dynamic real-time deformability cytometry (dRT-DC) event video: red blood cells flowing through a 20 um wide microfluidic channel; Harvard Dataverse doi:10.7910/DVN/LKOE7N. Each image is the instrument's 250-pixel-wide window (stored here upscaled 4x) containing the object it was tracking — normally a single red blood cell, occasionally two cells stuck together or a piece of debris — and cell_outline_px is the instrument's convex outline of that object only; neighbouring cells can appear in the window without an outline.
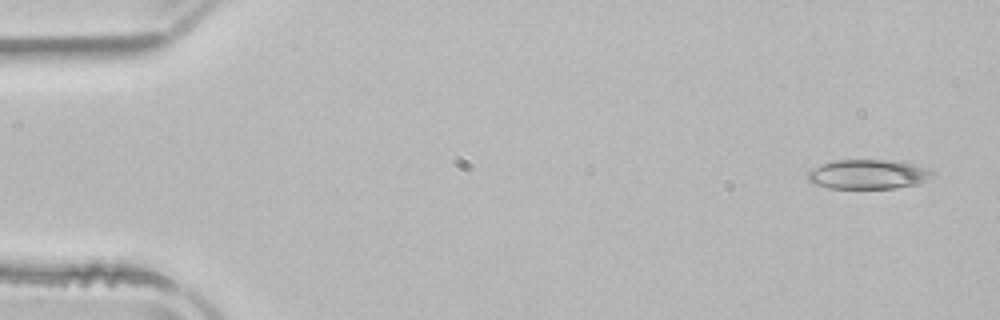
{"species": "common noctule bat (a hibernating species)", "species_latin": "Nyctalus noctula", "temperature_condition": "room temperature", "stored_images_in_passage": 10, "camera_frame_rate_fps": 3000, "um_per_image_px": 0.085, "animal": {"sex": "male", "body_mass_g": 21.5, "forearm_length_mm": 52.0}, "frame": {"image": 1, "passage_image": 1, "time_ms": 0.0, "image_size_px": [1000, 320], "cell_outline_px": [[936, 172], [932, 176], [920, 184], [896, 188], [828, 188], [812, 184], [808, 180], [808, 172], [812, 168], [820, 164], [836, 160], [892, 160], [912, 164], [928, 168]], "centroid_in_image_um": [73.79, 14.82], "position_along_channel_um": 11.2, "area_um2": 21.62}}